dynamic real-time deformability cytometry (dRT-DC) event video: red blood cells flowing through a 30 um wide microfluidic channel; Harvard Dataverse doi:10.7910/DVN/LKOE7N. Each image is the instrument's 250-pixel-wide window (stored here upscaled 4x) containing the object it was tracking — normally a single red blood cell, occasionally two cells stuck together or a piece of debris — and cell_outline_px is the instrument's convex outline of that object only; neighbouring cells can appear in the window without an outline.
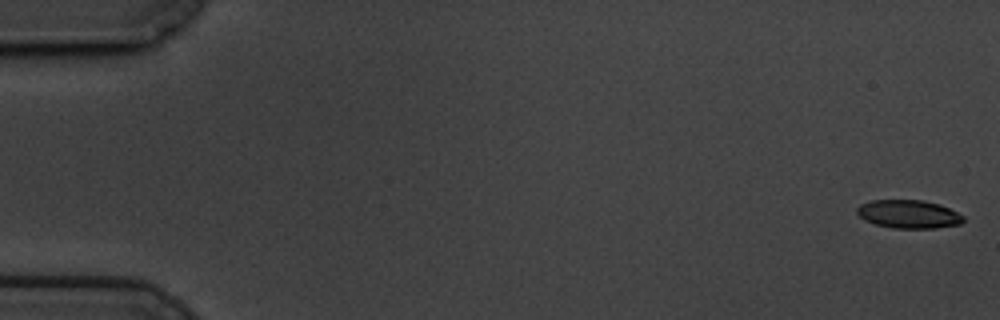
{"species": "common noctule bat (a hibernating species)", "species_latin": "Nyctalus noctula", "temperature_condition": "cold", "stored_images_in_passage": 14, "camera_frame_rate_fps": 3000, "um_per_image_px": 0.085, "animal": {"sex": "male", "body_mass_g": 19.5, "forearm_length_mm": 54.6}, "frame": {"image": 1, "passage_image": 1, "time_ms": 0.0, "image_size_px": [1000, 320], "cell_outline_px": [[964, 220], [960, 224], [936, 228], [892, 228], [876, 224], [864, 220], [856, 212], [856, 208], [860, 204], [872, 200], [920, 200], [940, 204], [964, 216]], "centroid_in_image_um": [77.22, 18.2], "position_along_channel_um": 7.8, "area_um2": 17.51}}